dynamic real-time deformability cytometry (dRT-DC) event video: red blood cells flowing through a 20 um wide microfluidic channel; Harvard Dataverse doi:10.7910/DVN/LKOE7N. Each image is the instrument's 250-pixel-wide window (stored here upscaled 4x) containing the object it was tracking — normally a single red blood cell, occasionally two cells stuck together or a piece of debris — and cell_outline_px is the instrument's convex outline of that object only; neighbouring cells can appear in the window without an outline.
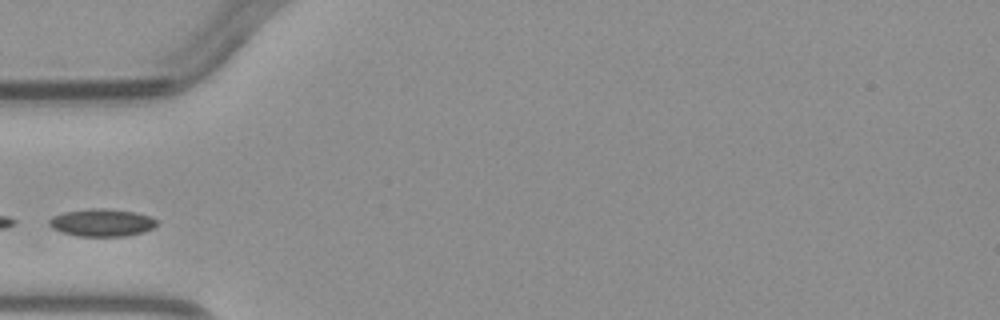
{"species": "common noctule bat (a hibernating species)", "species_latin": "Nyctalus noctula", "temperature_condition": "warm", "stored_images_in_passage": 2, "camera_frame_rate_fps": 3000, "um_per_image_px": 0.085, "animal": {"sex": "male", "body_mass_g": 23.1, "forearm_length_mm": 52.7}, "frame": {"image": 1, "passage_image": 2, "time_ms": 1.333, "image_size_px": [1000, 320], "cell_outline_px": [[160, 224], [156, 228], [144, 232], [124, 236], [76, 236], [52, 228], [48, 224], [48, 220], [52, 216], [64, 212], [88, 208], [104, 208], [136, 212], [148, 216], [156, 220]], "centroid_in_image_um": [8.68, 18.92], "position_along_channel_um": 76.3, "area_um2": 17.46}}